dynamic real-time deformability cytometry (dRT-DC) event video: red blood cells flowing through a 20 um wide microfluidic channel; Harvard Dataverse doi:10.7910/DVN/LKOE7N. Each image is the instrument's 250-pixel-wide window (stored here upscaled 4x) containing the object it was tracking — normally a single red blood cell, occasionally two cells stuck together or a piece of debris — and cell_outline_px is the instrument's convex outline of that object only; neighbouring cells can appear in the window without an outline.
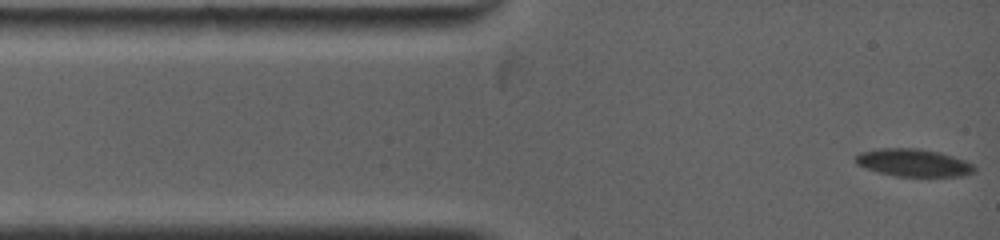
{"species": "common noctule bat (a hibernating species)", "species_latin": "Nyctalus noctula", "temperature_condition": "warm", "stored_images_in_passage": 77, "camera_frame_rate_fps": 5000, "um_per_image_px": 0.085, "animal": {"sex": "female", "body_mass_g": 19.0, "forearm_length_mm": 53.3}, "frame": {"image": 1, "passage_image": 1, "time_ms": 0.0, "image_size_px": [1000, 240], "cell_outline_px": [[976, 172], [964, 176], [896, 176], [876, 172], [864, 168], [856, 164], [856, 156], [860, 152], [880, 148], [920, 148], [940, 152], [964, 160], [972, 164], [976, 168]], "centroid_in_image_um": [77.64, 13.83], "position_along_channel_um": 7.4, "area_um2": 19.25}}
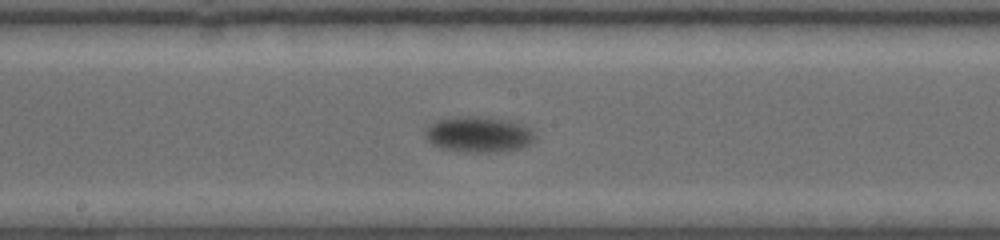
{"frame": {"image": 2, "passage_image": 30, "time_ms": 6.8, "image_size_px": [1000, 240], "cell_outline_px": [[536, 140], [532, 144], [520, 148], [496, 152], [464, 152], [440, 148], [432, 144], [424, 136], [424, 128], [436, 120], [452, 116], [480, 116], [508, 120], [532, 128], [536, 136]], "centroid_in_image_um": [40.67, 11.42], "position_along_channel_um": 207.5, "area_um2": 23.41}}
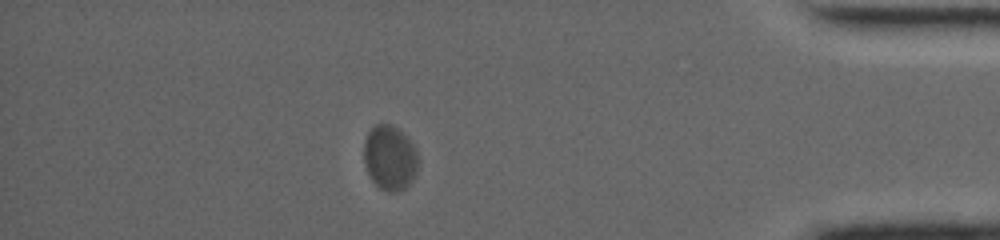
{"frame": {"image": 3, "passage_image": 58, "time_ms": 13.4, "image_size_px": [1000, 240], "cell_outline_px": [[416, 176], [404, 188], [396, 192], [388, 192], [380, 188], [372, 180], [364, 164], [364, 140], [368, 132], [376, 124], [392, 124], [400, 128], [408, 136], [416, 148]], "centroid_in_image_um": [33.13, 13.38], "position_along_channel_um": 402.1, "area_um2": 20.63}, "authors_computed_cell_mechanics": {"area_um2": 20.7502, "velocity_mm_per_s": 3.6527, "shape_relaxation_time_tau1_ms": 3.976, "shape_relaxation_time_tau2_ms": null, "deformation_change_tau1": 0.1429, "deformation_change_tau2": null}}